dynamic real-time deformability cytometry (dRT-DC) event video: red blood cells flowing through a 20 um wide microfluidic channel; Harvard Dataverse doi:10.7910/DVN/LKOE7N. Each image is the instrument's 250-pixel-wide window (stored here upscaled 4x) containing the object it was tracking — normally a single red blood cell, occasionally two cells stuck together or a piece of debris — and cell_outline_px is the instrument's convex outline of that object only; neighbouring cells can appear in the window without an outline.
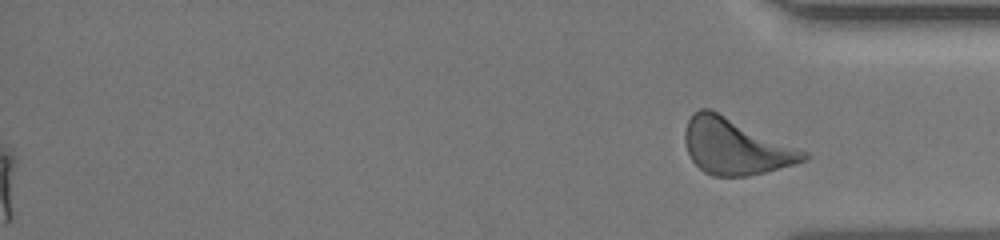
{"species": "human", "species_latin": "Homo sapiens", "temperature_condition": "room temperature", "stored_images_in_passage": 22, "segment_of_instrument_passage": [2, 2], "camera_frame_rate_fps": 3000, "um_per_image_px": 0.085, "donor": {"sex": "female"}, "frame": {"image": 1, "passage_image": 22, "time_ms": 16.0, "image_size_px": [1000, 240], "cell_outline_px": [[812, 156], [808, 160], [796, 164], [748, 176], [712, 176], [704, 172], [692, 160], [688, 152], [684, 140], [684, 132], [688, 120], [692, 112], [700, 108], [708, 108], [808, 152]], "centroid_in_image_um": [62.52, 12.46], "position_along_channel_um": 372.7, "area_um2": 38.55}}